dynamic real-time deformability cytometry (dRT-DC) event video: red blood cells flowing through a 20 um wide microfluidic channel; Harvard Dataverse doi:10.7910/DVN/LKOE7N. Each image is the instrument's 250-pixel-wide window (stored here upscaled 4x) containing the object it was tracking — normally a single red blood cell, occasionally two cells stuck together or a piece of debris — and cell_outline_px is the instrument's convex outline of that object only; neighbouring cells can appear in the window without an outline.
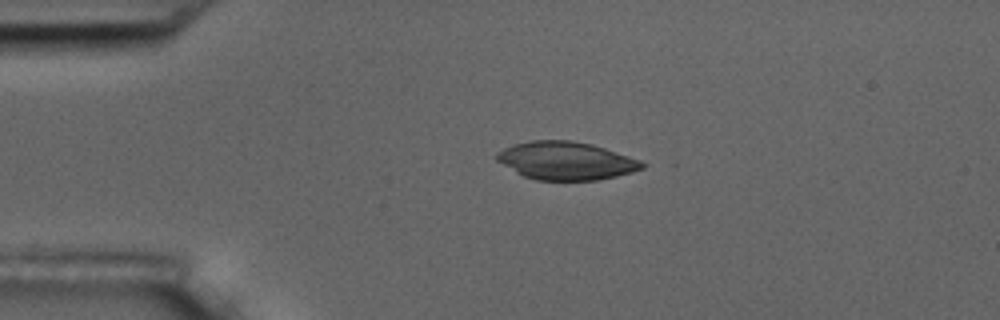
{"species": "common noctule bat (a hibernating species)", "species_latin": "Nyctalus noctula", "temperature_condition": "room temperature", "stored_images_in_passage": 2, "camera_frame_rate_fps": 3000, "um_per_image_px": 0.085, "animal": {"sex": "male", "body_mass_g": 17.5, "forearm_length_mm": 52.3}, "frame": {"image": 1, "passage_image": 1, "time_ms": 0.0, "image_size_px": [1000, 320], "cell_outline_px": [[648, 164], [644, 168], [632, 172], [616, 176], [596, 180], [536, 180], [524, 176], [516, 172], [496, 160], [496, 152], [504, 148], [516, 144], [532, 140], [572, 140], [592, 144], [640, 160]], "centroid_in_image_um": [48.12, 13.66], "position_along_channel_um": 36.9, "area_um2": 32.08}}